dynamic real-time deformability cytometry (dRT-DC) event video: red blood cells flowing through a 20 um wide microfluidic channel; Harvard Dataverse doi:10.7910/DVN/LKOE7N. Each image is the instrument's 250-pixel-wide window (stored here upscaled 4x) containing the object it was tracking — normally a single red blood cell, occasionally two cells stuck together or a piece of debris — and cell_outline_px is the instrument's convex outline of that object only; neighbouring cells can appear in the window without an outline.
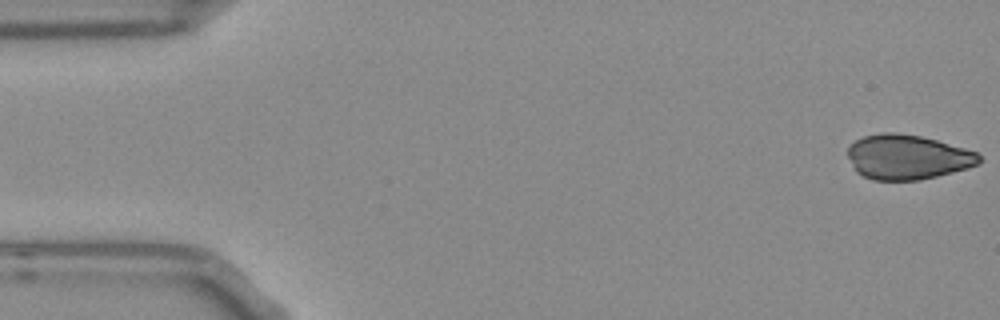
{"species": "Egyptian fruit bat (a non-hibernating species)", "species_latin": "Rousettus aegyptiacus", "temperature_condition": "room temperature", "stored_images_in_passage": 53, "camera_frame_rate_fps": 3000, "um_per_image_px": 0.085, "frame": {"image": 1, "passage_image": 1, "time_ms": 0.0, "image_size_px": [1000, 320], "cell_outline_px": [[984, 160], [980, 164], [968, 168], [920, 180], [872, 180], [856, 172], [848, 156], [848, 148], [856, 140], [864, 136], [880, 132], [896, 132], [920, 136], [936, 140], [964, 148], [976, 152]], "centroid_in_image_um": [77.15, 13.35], "position_along_channel_um": 7.9, "area_um2": 34.28}}